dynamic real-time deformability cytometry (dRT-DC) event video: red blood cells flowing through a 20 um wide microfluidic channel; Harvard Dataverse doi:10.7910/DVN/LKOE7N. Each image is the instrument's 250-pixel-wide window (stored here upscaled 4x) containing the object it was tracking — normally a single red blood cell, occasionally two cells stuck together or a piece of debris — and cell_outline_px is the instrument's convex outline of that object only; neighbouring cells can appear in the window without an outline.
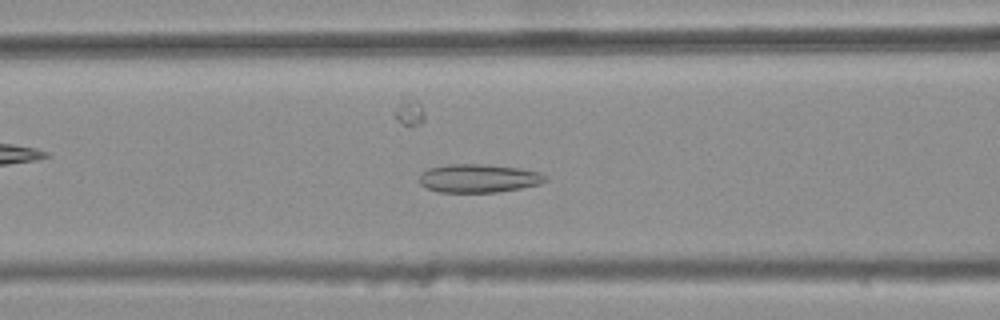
{"species": "common noctule bat (a hibernating species)", "species_latin": "Nyctalus noctula", "temperature_condition": "warm", "stored_images_in_passage": 46, "camera_frame_rate_fps": 3000, "um_per_image_px": 0.085, "animal": {"sex": "female", "body_mass_g": 25.1}, "frame": {"image": 1, "passage_image": 21, "time_ms": 6.667, "image_size_px": [1000, 320], "cell_outline_px": [[548, 180], [540, 184], [520, 188], [496, 192], [440, 192], [428, 188], [420, 184], [420, 172], [428, 168], [448, 164], [480, 164], [520, 168], [540, 172], [548, 176]], "centroid_in_image_um": [40.7, 15.15], "position_along_channel_um": 125.9, "area_um2": 20.92}}
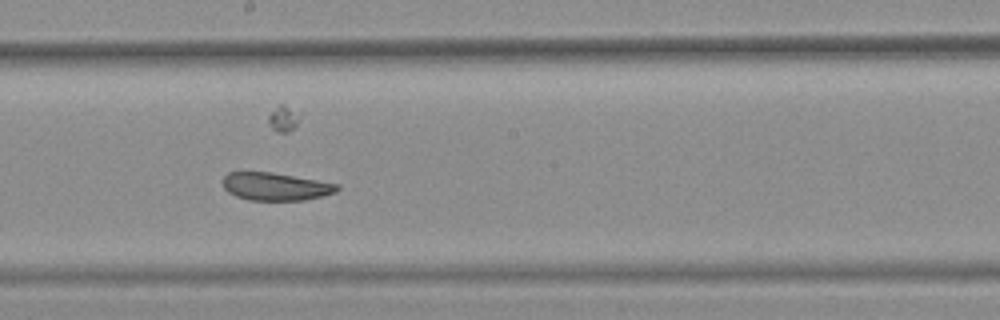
{"frame": {"image": 2, "passage_image": 29, "time_ms": 9.333, "image_size_px": [1000, 320], "cell_outline_px": [[340, 188], [336, 192], [304, 200], [248, 200], [236, 196], [228, 192], [224, 188], [224, 176], [228, 172], [272, 172], [340, 184]], "centroid_in_image_um": [23.43, 15.85], "position_along_channel_um": 224.8, "area_um2": 18.44}}
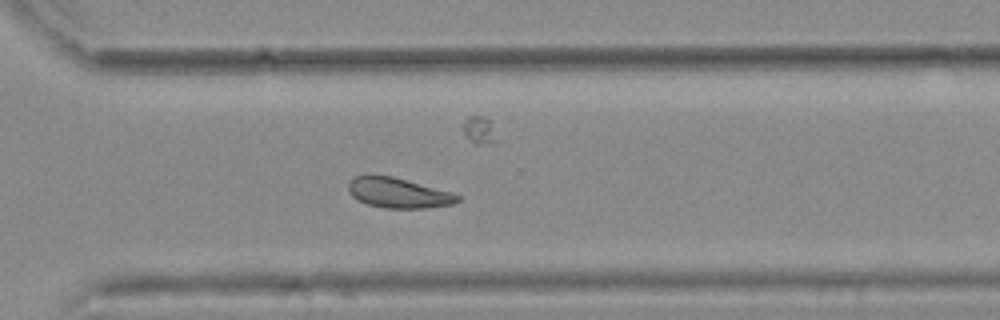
{"frame": {"image": 3, "passage_image": 38, "time_ms": 12.333, "image_size_px": [1000, 320], "cell_outline_px": [[460, 200], [452, 204], [424, 208], [384, 208], [368, 204], [352, 196], [348, 188], [348, 184], [356, 176], [368, 172], [372, 172], [392, 176], [452, 192], [460, 196]], "centroid_in_image_um": [33.83, 16.36], "position_along_channel_um": 336.8, "area_um2": 19.36}, "authors_computed_cell_mechanics": {"area_um2": 20.2011, "velocity_mm_per_s": 3.7227, "shape_relaxation_time_tau1_ms": null, "shape_relaxation_time_tau2_ms": 1.8074, "deformation_change_tau1": null, "deformation_change_tau2": 0.0836}}